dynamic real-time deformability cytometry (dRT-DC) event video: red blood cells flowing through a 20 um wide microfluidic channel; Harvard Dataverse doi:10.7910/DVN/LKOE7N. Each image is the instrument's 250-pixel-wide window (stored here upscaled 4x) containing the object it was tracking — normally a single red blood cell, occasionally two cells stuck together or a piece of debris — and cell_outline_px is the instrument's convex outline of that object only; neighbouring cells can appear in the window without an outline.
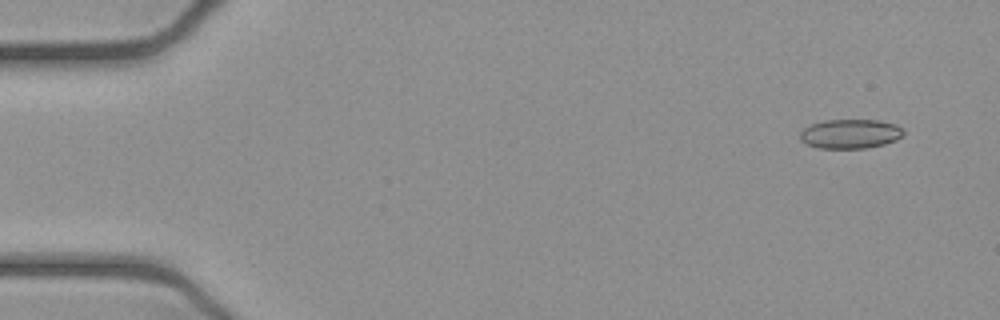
{"species": "common noctule bat (a hibernating species)", "species_latin": "Nyctalus noctula", "temperature_condition": "cold", "stored_images_in_passage": 53, "camera_frame_rate_fps": 3000, "um_per_image_px": 0.085, "animal": {"sex": "female", "body_mass_g": 21.9}, "frame": {"image": 1, "passage_image": 4, "time_ms": 1.0, "image_size_px": [1000, 320], "cell_outline_px": [[904, 132], [896, 140], [884, 144], [868, 148], [820, 148], [808, 144], [800, 140], [800, 132], [804, 128], [812, 124], [824, 120], [880, 120], [896, 124]], "centroid_in_image_um": [72.27, 11.37], "position_along_channel_um": 12.7, "area_um2": 17.57}}
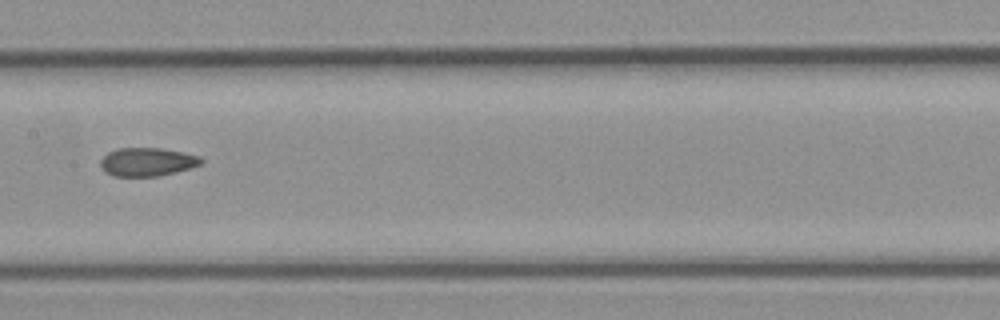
{"frame": {"image": 2, "passage_image": 27, "time_ms": 8.667, "image_size_px": [1000, 320], "cell_outline_px": [[204, 160], [200, 164], [176, 172], [160, 176], [112, 176], [104, 172], [100, 168], [100, 160], [108, 152], [116, 148], [160, 148], [184, 152], [200, 156]], "centroid_in_image_um": [12.48, 13.76], "position_along_channel_um": 194.9, "area_um2": 16.82}}
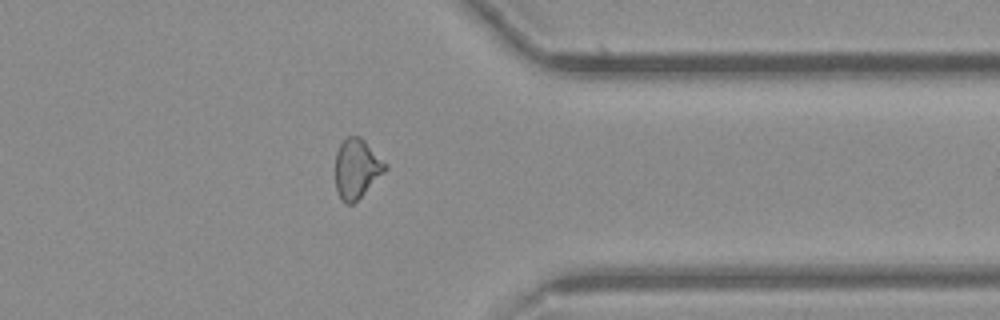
{"frame": {"image": 3, "passage_image": 42, "time_ms": 13.667, "image_size_px": [1000, 320], "cell_outline_px": [[388, 168], [352, 204], [348, 204], [340, 200], [336, 188], [336, 152], [340, 144], [348, 136], [360, 136], [388, 164]], "centroid_in_image_um": [30.32, 14.31], "position_along_channel_um": 381.1, "area_um2": 17.05}, "authors_computed_cell_mechanics": {"area_um2": 17.4556, "velocity_mm_per_s": 3.9177, "shape_relaxation_time_tau1_ms": null, "shape_relaxation_time_tau2_ms": 3.7124, "deformation_change_tau1": null, "deformation_change_tau2": 0.0881}}